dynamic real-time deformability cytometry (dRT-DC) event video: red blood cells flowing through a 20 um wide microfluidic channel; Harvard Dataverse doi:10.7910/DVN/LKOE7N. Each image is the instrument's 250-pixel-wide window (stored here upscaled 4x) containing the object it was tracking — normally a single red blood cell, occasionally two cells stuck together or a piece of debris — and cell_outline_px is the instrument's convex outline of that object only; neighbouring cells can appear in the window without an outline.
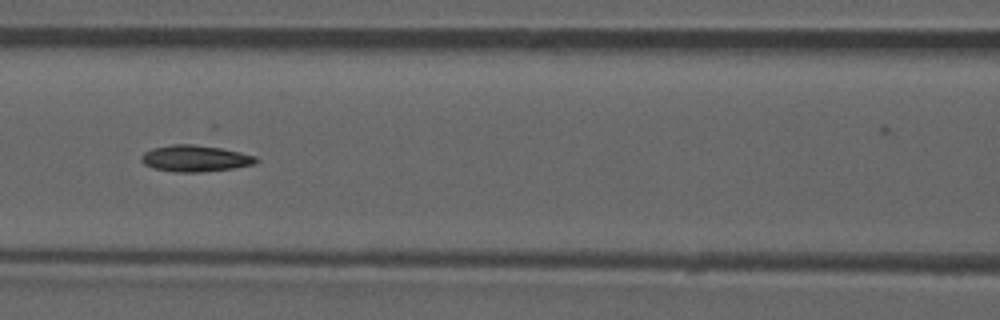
{"species": "common noctule bat (a hibernating species)", "species_latin": "Nyctalus noctula", "temperature_condition": "room temperature", "stored_images_in_passage": 9, "camera_frame_rate_fps": 3000, "um_per_image_px": 0.085, "animal": {"sex": "male", "forearm_length_mm": 52.5}, "frame": {"image": 1, "passage_image": 6, "time_ms": 6.333, "image_size_px": [1000, 320], "cell_outline_px": [[260, 160], [256, 164], [232, 168], [200, 172], [176, 172], [152, 168], [144, 164], [140, 160], [140, 156], [144, 152], [152, 148], [172, 144], [212, 144], [256, 156]], "centroid_in_image_um": [16.63, 13.44], "position_along_channel_um": 150.0, "area_um2": 18.26}}